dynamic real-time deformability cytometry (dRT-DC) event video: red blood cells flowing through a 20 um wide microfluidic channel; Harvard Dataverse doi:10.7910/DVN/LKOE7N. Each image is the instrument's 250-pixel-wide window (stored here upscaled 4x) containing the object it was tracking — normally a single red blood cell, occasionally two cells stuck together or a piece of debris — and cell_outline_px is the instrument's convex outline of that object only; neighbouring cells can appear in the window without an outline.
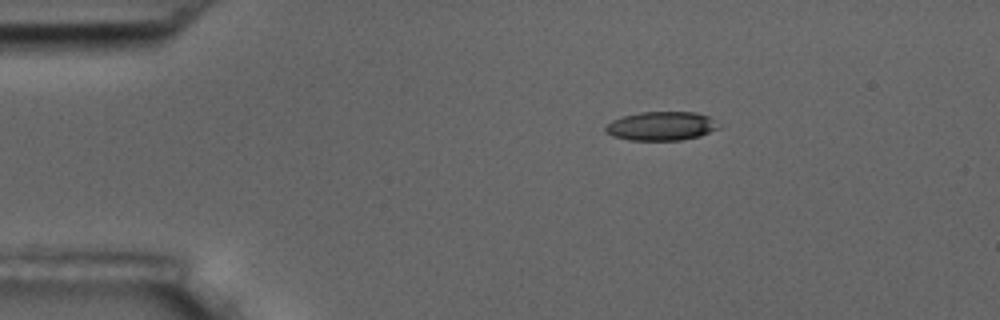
{"species": "common noctule bat (a hibernating species)", "species_latin": "Nyctalus noctula", "temperature_condition": "room temperature", "stored_images_in_passage": 3, "camera_frame_rate_fps": 3000, "um_per_image_px": 0.085, "animal": {"sex": "male", "body_mass_g": 17.5, "forearm_length_mm": 52.3}, "frame": {"image": 1, "passage_image": 1, "time_ms": 0.0, "image_size_px": [1000, 320], "cell_outline_px": [[720, 128], [700, 136], [680, 140], [628, 140], [612, 136], [604, 132], [604, 128], [612, 120], [624, 116], [640, 112], [696, 112], [708, 116]], "centroid_in_image_um": [56.17, 10.72], "position_along_channel_um": 28.8, "area_um2": 18.96}}
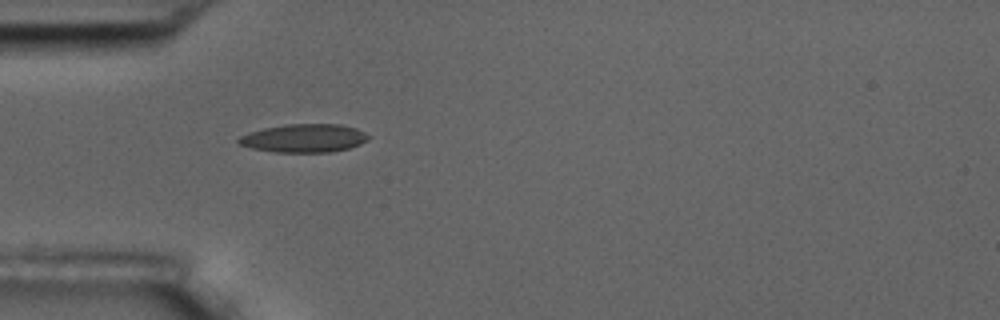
{"frame": {"image": 2, "passage_image": 3, "time_ms": 2.333, "image_size_px": [1000, 320], "cell_outline_px": [[372, 136], [368, 140], [360, 144], [348, 148], [328, 152], [276, 152], [252, 148], [240, 144], [236, 140], [240, 136], [248, 132], [264, 128], [288, 124], [340, 124], [356, 128]], "centroid_in_image_um": [25.86, 11.74], "position_along_channel_um": 59.1, "area_um2": 21.39}}